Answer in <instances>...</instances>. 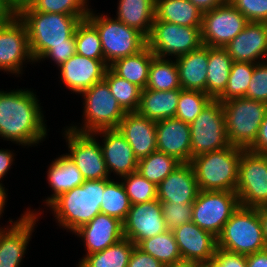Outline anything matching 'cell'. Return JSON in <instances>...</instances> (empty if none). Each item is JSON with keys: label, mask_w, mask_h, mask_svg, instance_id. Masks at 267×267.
<instances>
[{"label": "cell", "mask_w": 267, "mask_h": 267, "mask_svg": "<svg viewBox=\"0 0 267 267\" xmlns=\"http://www.w3.org/2000/svg\"><path fill=\"white\" fill-rule=\"evenodd\" d=\"M104 80L112 95L126 112L137 111L141 94L139 87L119 77L109 67L106 69Z\"/></svg>", "instance_id": "74e56055"}, {"label": "cell", "mask_w": 267, "mask_h": 267, "mask_svg": "<svg viewBox=\"0 0 267 267\" xmlns=\"http://www.w3.org/2000/svg\"><path fill=\"white\" fill-rule=\"evenodd\" d=\"M259 216L263 227V236L267 249V206L259 207Z\"/></svg>", "instance_id": "6f0895ef"}, {"label": "cell", "mask_w": 267, "mask_h": 267, "mask_svg": "<svg viewBox=\"0 0 267 267\" xmlns=\"http://www.w3.org/2000/svg\"><path fill=\"white\" fill-rule=\"evenodd\" d=\"M117 20L148 37L155 19V0H119Z\"/></svg>", "instance_id": "4dcf8cb0"}, {"label": "cell", "mask_w": 267, "mask_h": 267, "mask_svg": "<svg viewBox=\"0 0 267 267\" xmlns=\"http://www.w3.org/2000/svg\"><path fill=\"white\" fill-rule=\"evenodd\" d=\"M25 61L35 63L30 52L25 24L15 15L0 27V69L19 75L22 74Z\"/></svg>", "instance_id": "2e32d148"}, {"label": "cell", "mask_w": 267, "mask_h": 267, "mask_svg": "<svg viewBox=\"0 0 267 267\" xmlns=\"http://www.w3.org/2000/svg\"><path fill=\"white\" fill-rule=\"evenodd\" d=\"M208 59L209 46L206 45L175 58L182 89L207 94Z\"/></svg>", "instance_id": "484cf974"}, {"label": "cell", "mask_w": 267, "mask_h": 267, "mask_svg": "<svg viewBox=\"0 0 267 267\" xmlns=\"http://www.w3.org/2000/svg\"><path fill=\"white\" fill-rule=\"evenodd\" d=\"M199 192L191 163H181L157 185L160 202L193 204Z\"/></svg>", "instance_id": "d4e9b609"}, {"label": "cell", "mask_w": 267, "mask_h": 267, "mask_svg": "<svg viewBox=\"0 0 267 267\" xmlns=\"http://www.w3.org/2000/svg\"><path fill=\"white\" fill-rule=\"evenodd\" d=\"M242 151L243 148L230 145L192 158L199 190L235 192Z\"/></svg>", "instance_id": "277c9868"}, {"label": "cell", "mask_w": 267, "mask_h": 267, "mask_svg": "<svg viewBox=\"0 0 267 267\" xmlns=\"http://www.w3.org/2000/svg\"><path fill=\"white\" fill-rule=\"evenodd\" d=\"M217 248L246 256L265 250L259 208L239 206L218 235Z\"/></svg>", "instance_id": "5b68a950"}, {"label": "cell", "mask_w": 267, "mask_h": 267, "mask_svg": "<svg viewBox=\"0 0 267 267\" xmlns=\"http://www.w3.org/2000/svg\"><path fill=\"white\" fill-rule=\"evenodd\" d=\"M182 261L205 264L215 256L217 237L192 221L172 230Z\"/></svg>", "instance_id": "ac0fdd59"}, {"label": "cell", "mask_w": 267, "mask_h": 267, "mask_svg": "<svg viewBox=\"0 0 267 267\" xmlns=\"http://www.w3.org/2000/svg\"><path fill=\"white\" fill-rule=\"evenodd\" d=\"M239 206L236 192L199 190L192 204V222L218 237Z\"/></svg>", "instance_id": "7c38bea8"}, {"label": "cell", "mask_w": 267, "mask_h": 267, "mask_svg": "<svg viewBox=\"0 0 267 267\" xmlns=\"http://www.w3.org/2000/svg\"><path fill=\"white\" fill-rule=\"evenodd\" d=\"M192 158L225 149L230 146L227 138L222 102L212 99L190 123Z\"/></svg>", "instance_id": "9c48e42d"}, {"label": "cell", "mask_w": 267, "mask_h": 267, "mask_svg": "<svg viewBox=\"0 0 267 267\" xmlns=\"http://www.w3.org/2000/svg\"><path fill=\"white\" fill-rule=\"evenodd\" d=\"M25 24L30 52L34 62L51 47L69 45L81 19L73 15L19 11L16 14Z\"/></svg>", "instance_id": "3957f363"}, {"label": "cell", "mask_w": 267, "mask_h": 267, "mask_svg": "<svg viewBox=\"0 0 267 267\" xmlns=\"http://www.w3.org/2000/svg\"><path fill=\"white\" fill-rule=\"evenodd\" d=\"M131 205L157 199V185L148 181L138 171L120 178Z\"/></svg>", "instance_id": "7bdbcfd3"}, {"label": "cell", "mask_w": 267, "mask_h": 267, "mask_svg": "<svg viewBox=\"0 0 267 267\" xmlns=\"http://www.w3.org/2000/svg\"><path fill=\"white\" fill-rule=\"evenodd\" d=\"M201 28L154 20L147 37V46L155 57L176 58L203 45Z\"/></svg>", "instance_id": "30bf717a"}, {"label": "cell", "mask_w": 267, "mask_h": 267, "mask_svg": "<svg viewBox=\"0 0 267 267\" xmlns=\"http://www.w3.org/2000/svg\"><path fill=\"white\" fill-rule=\"evenodd\" d=\"M111 179L85 180L80 186L60 194L48 207L58 226L74 233L101 213L103 191Z\"/></svg>", "instance_id": "7a4b0ae2"}, {"label": "cell", "mask_w": 267, "mask_h": 267, "mask_svg": "<svg viewBox=\"0 0 267 267\" xmlns=\"http://www.w3.org/2000/svg\"><path fill=\"white\" fill-rule=\"evenodd\" d=\"M117 129L126 138L138 160L157 151L156 122L137 111L126 112Z\"/></svg>", "instance_id": "cb8c5ba5"}, {"label": "cell", "mask_w": 267, "mask_h": 267, "mask_svg": "<svg viewBox=\"0 0 267 267\" xmlns=\"http://www.w3.org/2000/svg\"><path fill=\"white\" fill-rule=\"evenodd\" d=\"M179 97L180 89L169 91L141 90L137 112L155 122L174 118Z\"/></svg>", "instance_id": "4316f807"}, {"label": "cell", "mask_w": 267, "mask_h": 267, "mask_svg": "<svg viewBox=\"0 0 267 267\" xmlns=\"http://www.w3.org/2000/svg\"><path fill=\"white\" fill-rule=\"evenodd\" d=\"M41 213L27 209L17 220H9L11 226L0 227V267L21 265Z\"/></svg>", "instance_id": "9a60e30c"}, {"label": "cell", "mask_w": 267, "mask_h": 267, "mask_svg": "<svg viewBox=\"0 0 267 267\" xmlns=\"http://www.w3.org/2000/svg\"><path fill=\"white\" fill-rule=\"evenodd\" d=\"M203 267H247L246 255L217 248L214 258Z\"/></svg>", "instance_id": "7dc6e473"}, {"label": "cell", "mask_w": 267, "mask_h": 267, "mask_svg": "<svg viewBox=\"0 0 267 267\" xmlns=\"http://www.w3.org/2000/svg\"><path fill=\"white\" fill-rule=\"evenodd\" d=\"M14 153L8 149H0V181L6 176L14 162ZM2 184V183H0Z\"/></svg>", "instance_id": "816d5d0a"}, {"label": "cell", "mask_w": 267, "mask_h": 267, "mask_svg": "<svg viewBox=\"0 0 267 267\" xmlns=\"http://www.w3.org/2000/svg\"><path fill=\"white\" fill-rule=\"evenodd\" d=\"M135 246L129 239L123 238L103 251L84 255L77 267H127Z\"/></svg>", "instance_id": "d6a6232c"}, {"label": "cell", "mask_w": 267, "mask_h": 267, "mask_svg": "<svg viewBox=\"0 0 267 267\" xmlns=\"http://www.w3.org/2000/svg\"><path fill=\"white\" fill-rule=\"evenodd\" d=\"M255 66L256 63L233 62L227 87L217 100L224 102L232 98L245 97Z\"/></svg>", "instance_id": "ab89813d"}, {"label": "cell", "mask_w": 267, "mask_h": 267, "mask_svg": "<svg viewBox=\"0 0 267 267\" xmlns=\"http://www.w3.org/2000/svg\"><path fill=\"white\" fill-rule=\"evenodd\" d=\"M157 150L181 163L191 162L190 124L177 118L156 122Z\"/></svg>", "instance_id": "7402d4cb"}, {"label": "cell", "mask_w": 267, "mask_h": 267, "mask_svg": "<svg viewBox=\"0 0 267 267\" xmlns=\"http://www.w3.org/2000/svg\"><path fill=\"white\" fill-rule=\"evenodd\" d=\"M169 59V57L152 59L146 89L158 91L181 89L176 61Z\"/></svg>", "instance_id": "e575fe53"}, {"label": "cell", "mask_w": 267, "mask_h": 267, "mask_svg": "<svg viewBox=\"0 0 267 267\" xmlns=\"http://www.w3.org/2000/svg\"><path fill=\"white\" fill-rule=\"evenodd\" d=\"M212 98L202 91L180 89L175 118L191 123Z\"/></svg>", "instance_id": "b9f144b4"}, {"label": "cell", "mask_w": 267, "mask_h": 267, "mask_svg": "<svg viewBox=\"0 0 267 267\" xmlns=\"http://www.w3.org/2000/svg\"><path fill=\"white\" fill-rule=\"evenodd\" d=\"M222 108L230 145L248 149L257 138L267 103L240 97L222 102Z\"/></svg>", "instance_id": "52a82bcc"}, {"label": "cell", "mask_w": 267, "mask_h": 267, "mask_svg": "<svg viewBox=\"0 0 267 267\" xmlns=\"http://www.w3.org/2000/svg\"><path fill=\"white\" fill-rule=\"evenodd\" d=\"M7 189H5V187H3V184H0V218L2 216V213H4V208H5V204H6V198H8L7 196Z\"/></svg>", "instance_id": "680465c9"}, {"label": "cell", "mask_w": 267, "mask_h": 267, "mask_svg": "<svg viewBox=\"0 0 267 267\" xmlns=\"http://www.w3.org/2000/svg\"><path fill=\"white\" fill-rule=\"evenodd\" d=\"M245 97L267 103V61L256 63Z\"/></svg>", "instance_id": "f6af8a7d"}, {"label": "cell", "mask_w": 267, "mask_h": 267, "mask_svg": "<svg viewBox=\"0 0 267 267\" xmlns=\"http://www.w3.org/2000/svg\"><path fill=\"white\" fill-rule=\"evenodd\" d=\"M36 94L30 89L0 90V137L21 146H37L47 126Z\"/></svg>", "instance_id": "6da1fadb"}, {"label": "cell", "mask_w": 267, "mask_h": 267, "mask_svg": "<svg viewBox=\"0 0 267 267\" xmlns=\"http://www.w3.org/2000/svg\"><path fill=\"white\" fill-rule=\"evenodd\" d=\"M161 205L168 230L192 221V204L161 202Z\"/></svg>", "instance_id": "ee69618b"}, {"label": "cell", "mask_w": 267, "mask_h": 267, "mask_svg": "<svg viewBox=\"0 0 267 267\" xmlns=\"http://www.w3.org/2000/svg\"><path fill=\"white\" fill-rule=\"evenodd\" d=\"M154 57L153 52L146 46L134 55L115 60L109 65V68L119 77L144 90L148 83L149 69Z\"/></svg>", "instance_id": "f1b7e54d"}, {"label": "cell", "mask_w": 267, "mask_h": 267, "mask_svg": "<svg viewBox=\"0 0 267 267\" xmlns=\"http://www.w3.org/2000/svg\"><path fill=\"white\" fill-rule=\"evenodd\" d=\"M249 22L267 23V0H227Z\"/></svg>", "instance_id": "bcb514c9"}, {"label": "cell", "mask_w": 267, "mask_h": 267, "mask_svg": "<svg viewBox=\"0 0 267 267\" xmlns=\"http://www.w3.org/2000/svg\"><path fill=\"white\" fill-rule=\"evenodd\" d=\"M109 66L105 60H96L74 54L60 67V79L67 89L80 94L104 79Z\"/></svg>", "instance_id": "ffe728a7"}, {"label": "cell", "mask_w": 267, "mask_h": 267, "mask_svg": "<svg viewBox=\"0 0 267 267\" xmlns=\"http://www.w3.org/2000/svg\"><path fill=\"white\" fill-rule=\"evenodd\" d=\"M33 0H5L8 6L17 14L20 10L28 7Z\"/></svg>", "instance_id": "9f6ffc18"}, {"label": "cell", "mask_w": 267, "mask_h": 267, "mask_svg": "<svg viewBox=\"0 0 267 267\" xmlns=\"http://www.w3.org/2000/svg\"><path fill=\"white\" fill-rule=\"evenodd\" d=\"M165 267H203V264L196 263V262H188V261H182L173 265H168Z\"/></svg>", "instance_id": "91938a15"}, {"label": "cell", "mask_w": 267, "mask_h": 267, "mask_svg": "<svg viewBox=\"0 0 267 267\" xmlns=\"http://www.w3.org/2000/svg\"><path fill=\"white\" fill-rule=\"evenodd\" d=\"M127 267H165V265L152 255L143 252L140 248L135 246Z\"/></svg>", "instance_id": "681fc988"}, {"label": "cell", "mask_w": 267, "mask_h": 267, "mask_svg": "<svg viewBox=\"0 0 267 267\" xmlns=\"http://www.w3.org/2000/svg\"><path fill=\"white\" fill-rule=\"evenodd\" d=\"M131 203L122 182L111 179L105 186L103 191L100 210L102 214L115 217L120 221H124Z\"/></svg>", "instance_id": "8d00e7d4"}, {"label": "cell", "mask_w": 267, "mask_h": 267, "mask_svg": "<svg viewBox=\"0 0 267 267\" xmlns=\"http://www.w3.org/2000/svg\"><path fill=\"white\" fill-rule=\"evenodd\" d=\"M88 1L89 0H33L28 7L20 11L73 15L84 20L87 18L90 10Z\"/></svg>", "instance_id": "f35d334b"}, {"label": "cell", "mask_w": 267, "mask_h": 267, "mask_svg": "<svg viewBox=\"0 0 267 267\" xmlns=\"http://www.w3.org/2000/svg\"><path fill=\"white\" fill-rule=\"evenodd\" d=\"M235 192L242 207L267 206V155L243 149Z\"/></svg>", "instance_id": "8fae6325"}, {"label": "cell", "mask_w": 267, "mask_h": 267, "mask_svg": "<svg viewBox=\"0 0 267 267\" xmlns=\"http://www.w3.org/2000/svg\"><path fill=\"white\" fill-rule=\"evenodd\" d=\"M248 150L267 155V113L260 125L255 142L248 148Z\"/></svg>", "instance_id": "f907efd6"}, {"label": "cell", "mask_w": 267, "mask_h": 267, "mask_svg": "<svg viewBox=\"0 0 267 267\" xmlns=\"http://www.w3.org/2000/svg\"><path fill=\"white\" fill-rule=\"evenodd\" d=\"M76 53L96 60H104L97 29L87 20H81L75 30Z\"/></svg>", "instance_id": "60d3db41"}, {"label": "cell", "mask_w": 267, "mask_h": 267, "mask_svg": "<svg viewBox=\"0 0 267 267\" xmlns=\"http://www.w3.org/2000/svg\"><path fill=\"white\" fill-rule=\"evenodd\" d=\"M74 54H76L75 39L69 45L51 47L39 58V61H41L42 59L45 60V58L52 59L51 61H54V63L57 64V67H60Z\"/></svg>", "instance_id": "c3c4849f"}, {"label": "cell", "mask_w": 267, "mask_h": 267, "mask_svg": "<svg viewBox=\"0 0 267 267\" xmlns=\"http://www.w3.org/2000/svg\"><path fill=\"white\" fill-rule=\"evenodd\" d=\"M143 252L152 255L165 266L182 262V257L172 230L142 240L138 245Z\"/></svg>", "instance_id": "836d02e7"}, {"label": "cell", "mask_w": 267, "mask_h": 267, "mask_svg": "<svg viewBox=\"0 0 267 267\" xmlns=\"http://www.w3.org/2000/svg\"><path fill=\"white\" fill-rule=\"evenodd\" d=\"M81 238L86 255L103 251L124 238L123 222L107 214L96 215L89 223L74 232Z\"/></svg>", "instance_id": "603a6c76"}, {"label": "cell", "mask_w": 267, "mask_h": 267, "mask_svg": "<svg viewBox=\"0 0 267 267\" xmlns=\"http://www.w3.org/2000/svg\"><path fill=\"white\" fill-rule=\"evenodd\" d=\"M47 180L53 192L50 197L43 200L47 206L60 194L82 185L85 181L76 164L65 154L51 162Z\"/></svg>", "instance_id": "83f0119b"}, {"label": "cell", "mask_w": 267, "mask_h": 267, "mask_svg": "<svg viewBox=\"0 0 267 267\" xmlns=\"http://www.w3.org/2000/svg\"><path fill=\"white\" fill-rule=\"evenodd\" d=\"M16 13L8 6L5 0H0V27L8 23Z\"/></svg>", "instance_id": "11a10c76"}, {"label": "cell", "mask_w": 267, "mask_h": 267, "mask_svg": "<svg viewBox=\"0 0 267 267\" xmlns=\"http://www.w3.org/2000/svg\"><path fill=\"white\" fill-rule=\"evenodd\" d=\"M249 21L231 3L203 12L202 43L209 47H222L234 39Z\"/></svg>", "instance_id": "5bb4252c"}, {"label": "cell", "mask_w": 267, "mask_h": 267, "mask_svg": "<svg viewBox=\"0 0 267 267\" xmlns=\"http://www.w3.org/2000/svg\"><path fill=\"white\" fill-rule=\"evenodd\" d=\"M100 14V15H98ZM99 34L104 60L109 66L115 60L134 55L147 46V37L116 18L89 10L86 18Z\"/></svg>", "instance_id": "8992f818"}, {"label": "cell", "mask_w": 267, "mask_h": 267, "mask_svg": "<svg viewBox=\"0 0 267 267\" xmlns=\"http://www.w3.org/2000/svg\"><path fill=\"white\" fill-rule=\"evenodd\" d=\"M202 13L223 5L227 0H189Z\"/></svg>", "instance_id": "db71d44e"}, {"label": "cell", "mask_w": 267, "mask_h": 267, "mask_svg": "<svg viewBox=\"0 0 267 267\" xmlns=\"http://www.w3.org/2000/svg\"><path fill=\"white\" fill-rule=\"evenodd\" d=\"M64 130L63 135L66 143L68 142L66 155L76 164L84 180L111 178L106 168L100 142L95 135L77 132L67 126Z\"/></svg>", "instance_id": "4fadbf2b"}, {"label": "cell", "mask_w": 267, "mask_h": 267, "mask_svg": "<svg viewBox=\"0 0 267 267\" xmlns=\"http://www.w3.org/2000/svg\"><path fill=\"white\" fill-rule=\"evenodd\" d=\"M83 101L84 124L68 126L81 133H93L101 129L117 128L126 111L112 95L107 82L103 79L81 93Z\"/></svg>", "instance_id": "ba28073f"}, {"label": "cell", "mask_w": 267, "mask_h": 267, "mask_svg": "<svg viewBox=\"0 0 267 267\" xmlns=\"http://www.w3.org/2000/svg\"><path fill=\"white\" fill-rule=\"evenodd\" d=\"M180 164L175 157L157 150L138 160L137 171L148 181L158 185Z\"/></svg>", "instance_id": "d590c367"}, {"label": "cell", "mask_w": 267, "mask_h": 267, "mask_svg": "<svg viewBox=\"0 0 267 267\" xmlns=\"http://www.w3.org/2000/svg\"><path fill=\"white\" fill-rule=\"evenodd\" d=\"M203 13L189 0H155V19L172 24L202 27Z\"/></svg>", "instance_id": "f546056e"}, {"label": "cell", "mask_w": 267, "mask_h": 267, "mask_svg": "<svg viewBox=\"0 0 267 267\" xmlns=\"http://www.w3.org/2000/svg\"><path fill=\"white\" fill-rule=\"evenodd\" d=\"M93 134L96 138L98 136L103 137L100 146L110 175L114 172L116 176L121 178L137 171L138 159L126 138L117 128L101 129L93 132Z\"/></svg>", "instance_id": "d6986e66"}, {"label": "cell", "mask_w": 267, "mask_h": 267, "mask_svg": "<svg viewBox=\"0 0 267 267\" xmlns=\"http://www.w3.org/2000/svg\"><path fill=\"white\" fill-rule=\"evenodd\" d=\"M225 49L233 62L267 61V23L248 22L244 29L226 45Z\"/></svg>", "instance_id": "44dd1931"}, {"label": "cell", "mask_w": 267, "mask_h": 267, "mask_svg": "<svg viewBox=\"0 0 267 267\" xmlns=\"http://www.w3.org/2000/svg\"><path fill=\"white\" fill-rule=\"evenodd\" d=\"M232 64L225 48L209 47L207 95L212 99H217L226 89Z\"/></svg>", "instance_id": "1f68e13d"}, {"label": "cell", "mask_w": 267, "mask_h": 267, "mask_svg": "<svg viewBox=\"0 0 267 267\" xmlns=\"http://www.w3.org/2000/svg\"><path fill=\"white\" fill-rule=\"evenodd\" d=\"M167 230L162 205L158 199L131 205L123 221L124 238L129 239L136 246L142 240L162 234Z\"/></svg>", "instance_id": "e0dca14e"}, {"label": "cell", "mask_w": 267, "mask_h": 267, "mask_svg": "<svg viewBox=\"0 0 267 267\" xmlns=\"http://www.w3.org/2000/svg\"><path fill=\"white\" fill-rule=\"evenodd\" d=\"M247 267H267V249L246 256Z\"/></svg>", "instance_id": "f5cc1de1"}]
</instances>
